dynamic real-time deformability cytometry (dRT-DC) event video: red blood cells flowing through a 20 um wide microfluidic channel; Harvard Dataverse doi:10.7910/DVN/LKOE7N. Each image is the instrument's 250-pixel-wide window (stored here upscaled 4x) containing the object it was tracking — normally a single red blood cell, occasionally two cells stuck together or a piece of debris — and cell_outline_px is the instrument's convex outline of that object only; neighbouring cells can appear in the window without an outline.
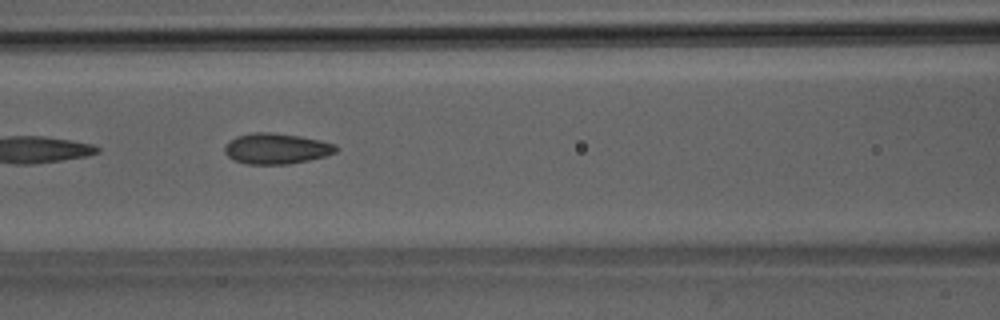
{"species": "Egyptian fruit bat (a non-hibernating species)", "species_latin": "Rousettus aegyptiacus", "temperature_condition": "room temperature", "stored_images_in_passage": 8, "camera_frame_rate_fps": 3000, "um_per_image_px": 0.085, "animal": {"sex": "male"}, "frame": {"image": 1, "passage_image": 6, "time_ms": 5.667, "image_size_px": [1000, 320], "cell_outline_px": [[340, 148], [336, 152], [324, 156], [308, 160], [288, 164], [248, 164], [236, 160], [228, 156], [224, 152], [224, 148], [236, 136], [252, 132], [268, 132], [300, 136], [320, 140], [336, 144]], "centroid_in_image_um": [23.53, 12.62], "position_along_channel_um": 143.1, "area_um2": 19.77}}